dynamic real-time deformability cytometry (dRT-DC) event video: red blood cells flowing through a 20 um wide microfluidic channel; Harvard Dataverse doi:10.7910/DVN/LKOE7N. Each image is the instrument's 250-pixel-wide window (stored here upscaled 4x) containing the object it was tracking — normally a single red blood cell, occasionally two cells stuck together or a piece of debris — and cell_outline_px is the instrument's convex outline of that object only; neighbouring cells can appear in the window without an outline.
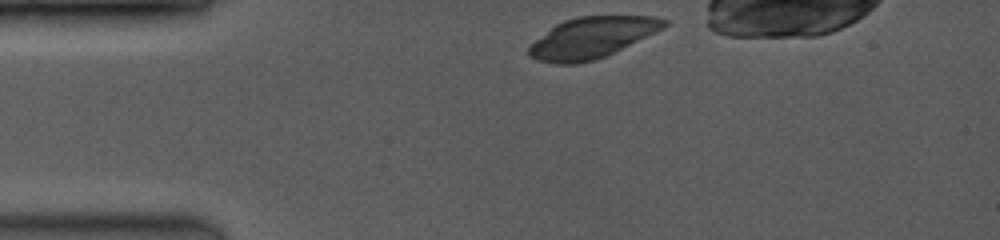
{"species": "common noctule bat (a hibernating species)", "species_latin": "Nyctalus noctula", "temperature_condition": "room temperature", "stored_images_in_passage": 4, "camera_frame_rate_fps": 3500, "um_per_image_px": 0.085, "animal": {"sex": "female", "body_mass_g": 19.0, "forearm_length_mm": 53.3}, "frame": {"image": 1, "passage_image": 1, "time_ms": 0.0, "image_size_px": [1000, 240], "cell_outline_px": [[668, 24], [664, 28], [656, 32], [596, 60], [576, 64], [552, 64], [536, 60], [528, 56], [528, 48], [536, 40], [556, 24], [564, 20], [580, 16], [652, 16], [668, 20]], "centroid_in_image_um": [50.3, 3.21], "position_along_channel_um": 34.7, "area_um2": 32.08}}